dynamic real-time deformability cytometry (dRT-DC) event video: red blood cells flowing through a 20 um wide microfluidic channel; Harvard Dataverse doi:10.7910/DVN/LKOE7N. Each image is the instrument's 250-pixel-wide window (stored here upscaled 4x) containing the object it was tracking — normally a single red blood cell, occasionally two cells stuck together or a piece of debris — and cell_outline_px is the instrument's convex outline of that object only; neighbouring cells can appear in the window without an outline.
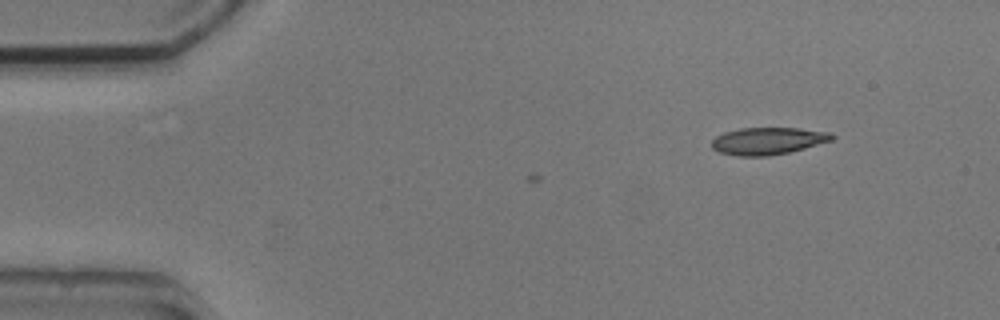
{"species": "common noctule bat (a hibernating species)", "species_latin": "Nyctalus noctula", "temperature_condition": "cold", "stored_images_in_passage": 3, "camera_frame_rate_fps": 3000, "um_per_image_px": 0.085, "animal": {"sex": "male", "body_mass_g": 20.5, "forearm_length_mm": 52.5}, "frame": {"image": 1, "passage_image": 3, "time_ms": 3.0, "image_size_px": [1000, 320], "cell_outline_px": [[836, 136], [832, 140], [804, 148], [788, 152], [768, 156], [736, 156], [720, 152], [712, 148], [712, 140], [716, 136], [724, 132], [740, 128], [800, 128], [832, 132]], "centroid_in_image_um": [65.28, 11.97], "position_along_channel_um": 19.7, "area_um2": 19.07}}